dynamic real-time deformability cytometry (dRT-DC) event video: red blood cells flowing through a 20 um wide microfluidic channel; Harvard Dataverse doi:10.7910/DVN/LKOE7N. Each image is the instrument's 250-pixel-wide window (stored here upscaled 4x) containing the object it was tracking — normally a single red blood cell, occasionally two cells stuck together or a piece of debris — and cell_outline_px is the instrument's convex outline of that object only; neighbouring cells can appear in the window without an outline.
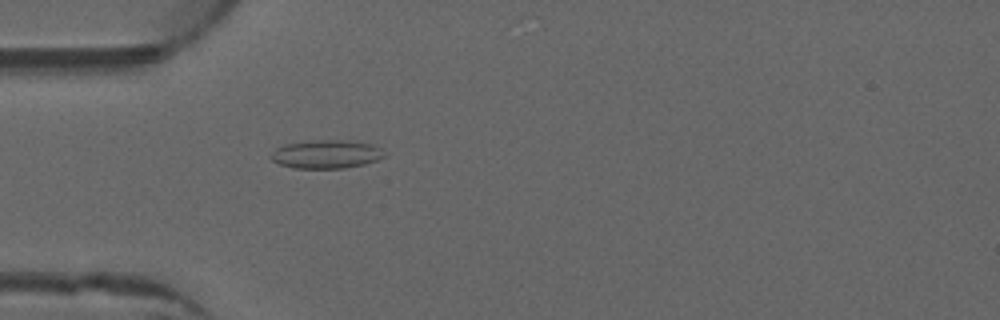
{"species": "common noctule bat (a hibernating species)", "species_latin": "Nyctalus noctula", "temperature_condition": "warm", "stored_images_in_passage": 35, "camera_frame_rate_fps": 3000, "um_per_image_px": 0.085, "animal": {"sex": "male", "forearm_length_mm": 52.5}, "frame": {"image": 1, "passage_image": 5, "time_ms": 1.333, "image_size_px": [1000, 320], "cell_outline_px": [[384, 156], [376, 160], [364, 164], [344, 168], [292, 168], [280, 164], [272, 160], [268, 156], [276, 148], [288, 144], [316, 140], [348, 140], [372, 144], [384, 148]], "centroid_in_image_um": [27.75, 13.1], "position_along_channel_um": 57.2, "area_um2": 18.79}}
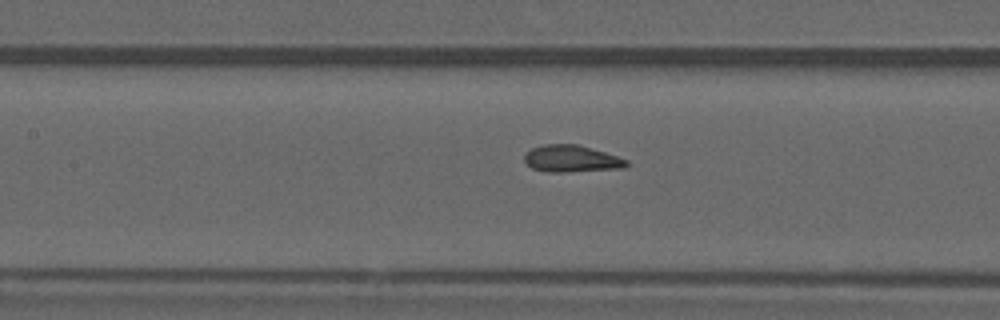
{"frame": {"image": 2, "passage_image": 13, "time_ms": 4.0, "image_size_px": [1000, 320], "cell_outline_px": [[628, 164], [624, 168], [568, 172], [548, 172], [532, 168], [524, 160], [524, 156], [532, 148], [544, 144], [576, 144], [604, 152], [628, 160]], "centroid_in_image_um": [48.57, 13.5], "position_along_channel_um": 158.8, "area_um2": 15.84}}
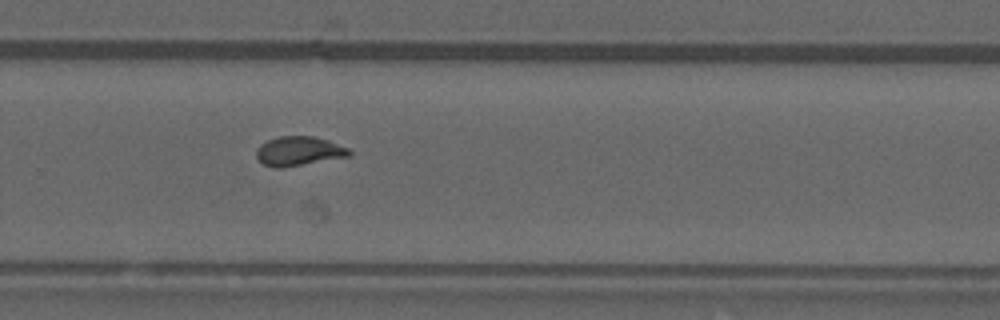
{"frame": {"image": 3, "passage_image": 24, "time_ms": 7.667, "image_size_px": [1000, 320], "cell_outline_px": [[352, 156], [280, 168], [276, 168], [260, 164], [256, 160], [256, 148], [260, 144], [268, 140], [280, 136], [312, 136], [328, 140], [348, 148], [352, 152]], "centroid_in_image_um": [25.37, 12.85], "position_along_channel_um": 304.4, "area_um2": 16.07}, "authors_computed_cell_mechanics": {"area_um2": 15.8372, "velocity_mm_per_s": 3.992, "shape_relaxation_time_tau1_ms": null, "shape_relaxation_time_tau2_ms": 0.6676, "deformation_change_tau1": null, "deformation_change_tau2": 0.0628}}